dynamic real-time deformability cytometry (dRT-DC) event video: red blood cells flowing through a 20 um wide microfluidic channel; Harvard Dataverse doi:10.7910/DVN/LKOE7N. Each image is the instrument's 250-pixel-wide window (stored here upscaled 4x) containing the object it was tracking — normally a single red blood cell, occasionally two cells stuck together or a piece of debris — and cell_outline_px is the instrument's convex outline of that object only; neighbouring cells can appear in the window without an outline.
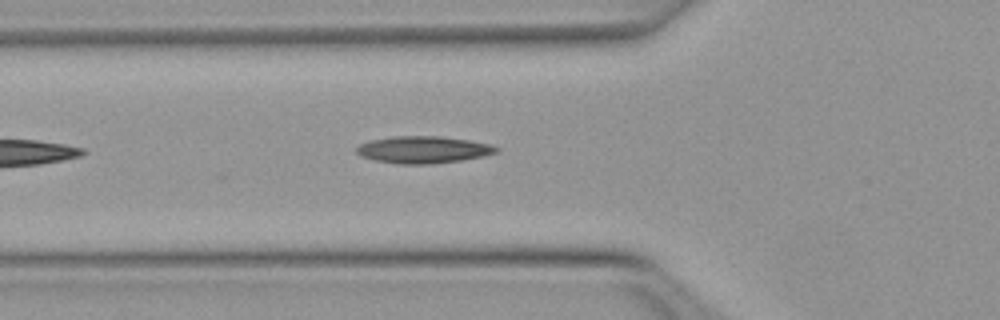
{"species": "Egyptian fruit bat (a non-hibernating species)", "species_latin": "Rousettus aegyptiacus", "temperature_condition": "warm", "stored_images_in_passage": 10, "camera_frame_rate_fps": 3000, "um_per_image_px": 0.085, "animal": {"sex": "female"}, "frame": {"image": 1, "passage_image": 7, "time_ms": 2.0, "image_size_px": [1000, 320], "cell_outline_px": [[500, 148], [496, 152], [484, 156], [460, 160], [428, 164], [400, 164], [376, 160], [360, 156], [356, 152], [356, 148], [360, 144], [372, 140], [392, 136], [440, 136], [468, 140], [492, 144]], "centroid_in_image_um": [35.98, 12.72], "position_along_channel_um": 89.8, "area_um2": 21.91}}